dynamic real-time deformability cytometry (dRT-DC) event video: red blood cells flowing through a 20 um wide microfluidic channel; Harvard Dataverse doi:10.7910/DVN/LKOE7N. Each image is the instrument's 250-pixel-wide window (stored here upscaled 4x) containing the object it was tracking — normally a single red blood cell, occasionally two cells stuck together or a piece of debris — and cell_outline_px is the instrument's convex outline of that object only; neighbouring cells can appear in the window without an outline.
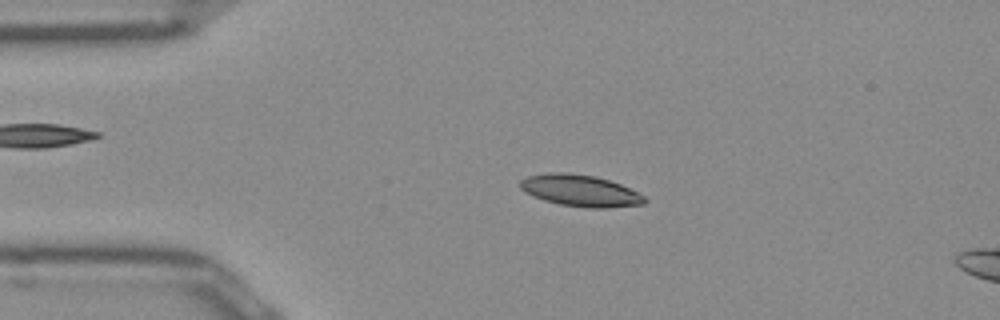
{"species": "Egyptian fruit bat (a non-hibernating species)", "species_latin": "Rousettus aegyptiacus", "temperature_condition": "room temperature", "stored_images_in_passage": 50, "camera_frame_rate_fps": 3000, "um_per_image_px": 0.085, "frame": {"image": 1, "passage_image": 10, "time_ms": 3.0, "image_size_px": [1000, 320], "cell_outline_px": [[648, 200], [644, 204], [608, 208], [584, 208], [560, 204], [544, 200], [532, 196], [524, 192], [520, 188], [520, 180], [528, 176], [548, 172], [568, 172], [596, 176], [620, 184], [644, 196]], "centroid_in_image_um": [49.3, 16.2], "position_along_channel_um": 35.7, "area_um2": 23.06}}
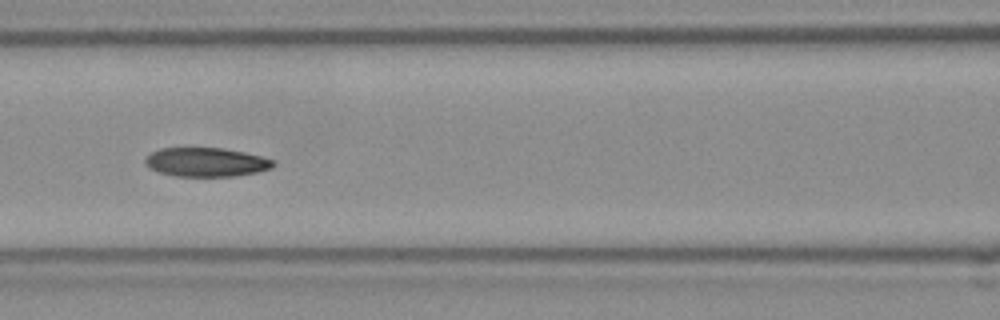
{"frame": {"image": 2, "passage_image": 21, "time_ms": 6.667, "image_size_px": [1000, 320], "cell_outline_px": [[276, 164], [272, 168], [256, 172], [236, 176], [176, 176], [160, 172], [148, 168], [144, 164], [144, 160], [152, 152], [160, 148], [224, 148], [244, 152], [276, 160]], "centroid_in_image_um": [17.54, 13.78], "position_along_channel_um": 149.1, "area_um2": 21.68}}
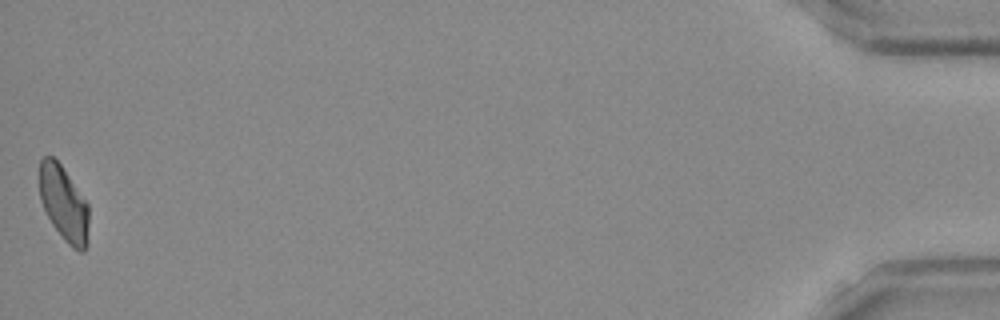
{"frame": {"image": 3, "passage_image": 50, "time_ms": 16.333, "image_size_px": [1000, 320], "cell_outline_px": [[88, 244], [84, 252], [80, 252], [72, 248], [64, 240], [52, 224], [40, 200], [40, 160], [44, 156], [52, 156], [60, 164], [88, 204]], "centroid_in_image_um": [5.43, 17.35], "position_along_channel_um": 429.8, "area_um2": 21.44}, "authors_computed_cell_mechanics": {"area_um2": 22.1374, "velocity_mm_per_s": 3.9544, "shape_relaxation_time_tau1_ms": 10.5527, "shape_relaxation_time_tau2_ms": 4.5448, "deformation_change_tau1": 0.2056, "deformation_change_tau2": 0.1214}}